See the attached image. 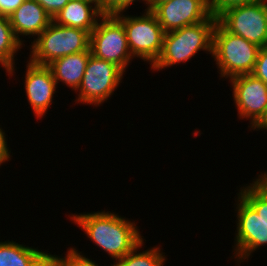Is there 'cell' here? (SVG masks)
<instances>
[{
    "label": "cell",
    "mask_w": 267,
    "mask_h": 266,
    "mask_svg": "<svg viewBox=\"0 0 267 266\" xmlns=\"http://www.w3.org/2000/svg\"><path fill=\"white\" fill-rule=\"evenodd\" d=\"M141 0H100V6L103 14L105 15H115L120 12H125L131 4ZM147 6L145 10H149V1L142 0Z\"/></svg>",
    "instance_id": "44dd1931"
},
{
    "label": "cell",
    "mask_w": 267,
    "mask_h": 266,
    "mask_svg": "<svg viewBox=\"0 0 267 266\" xmlns=\"http://www.w3.org/2000/svg\"><path fill=\"white\" fill-rule=\"evenodd\" d=\"M237 198V200L235 199L237 225L232 257L239 265V263L247 262L252 253L261 246H266V225L262 217L258 216L256 211L238 193Z\"/></svg>",
    "instance_id": "9c48e42d"
},
{
    "label": "cell",
    "mask_w": 267,
    "mask_h": 266,
    "mask_svg": "<svg viewBox=\"0 0 267 266\" xmlns=\"http://www.w3.org/2000/svg\"><path fill=\"white\" fill-rule=\"evenodd\" d=\"M144 244L143 240L123 258L114 260L110 266H163L167 258L163 250L161 251L162 248L155 246L139 252Z\"/></svg>",
    "instance_id": "d6986e66"
},
{
    "label": "cell",
    "mask_w": 267,
    "mask_h": 266,
    "mask_svg": "<svg viewBox=\"0 0 267 266\" xmlns=\"http://www.w3.org/2000/svg\"><path fill=\"white\" fill-rule=\"evenodd\" d=\"M64 255L58 256L50 253L54 266H99L94 260L92 261L74 247L68 248L67 254Z\"/></svg>",
    "instance_id": "ffe728a7"
},
{
    "label": "cell",
    "mask_w": 267,
    "mask_h": 266,
    "mask_svg": "<svg viewBox=\"0 0 267 266\" xmlns=\"http://www.w3.org/2000/svg\"><path fill=\"white\" fill-rule=\"evenodd\" d=\"M257 1L259 0H209L210 12L211 15L217 18L229 8L247 5Z\"/></svg>",
    "instance_id": "7402d4cb"
},
{
    "label": "cell",
    "mask_w": 267,
    "mask_h": 266,
    "mask_svg": "<svg viewBox=\"0 0 267 266\" xmlns=\"http://www.w3.org/2000/svg\"><path fill=\"white\" fill-rule=\"evenodd\" d=\"M251 74L267 84V46L260 47L257 61Z\"/></svg>",
    "instance_id": "603a6c76"
},
{
    "label": "cell",
    "mask_w": 267,
    "mask_h": 266,
    "mask_svg": "<svg viewBox=\"0 0 267 266\" xmlns=\"http://www.w3.org/2000/svg\"><path fill=\"white\" fill-rule=\"evenodd\" d=\"M90 50V33L80 28L56 24L49 26L30 45L29 61L36 65L48 66L54 60Z\"/></svg>",
    "instance_id": "277c9868"
},
{
    "label": "cell",
    "mask_w": 267,
    "mask_h": 266,
    "mask_svg": "<svg viewBox=\"0 0 267 266\" xmlns=\"http://www.w3.org/2000/svg\"><path fill=\"white\" fill-rule=\"evenodd\" d=\"M151 12L165 33L200 23L211 16L209 0H170L156 5Z\"/></svg>",
    "instance_id": "8fae6325"
},
{
    "label": "cell",
    "mask_w": 267,
    "mask_h": 266,
    "mask_svg": "<svg viewBox=\"0 0 267 266\" xmlns=\"http://www.w3.org/2000/svg\"><path fill=\"white\" fill-rule=\"evenodd\" d=\"M49 254L13 240L0 242V266H38Z\"/></svg>",
    "instance_id": "2e32d148"
},
{
    "label": "cell",
    "mask_w": 267,
    "mask_h": 266,
    "mask_svg": "<svg viewBox=\"0 0 267 266\" xmlns=\"http://www.w3.org/2000/svg\"><path fill=\"white\" fill-rule=\"evenodd\" d=\"M27 62L24 77L25 96L36 119L39 120L46 115L48 108L54 103L53 96L57 92V84L48 66L36 65L29 60Z\"/></svg>",
    "instance_id": "7c38bea8"
},
{
    "label": "cell",
    "mask_w": 267,
    "mask_h": 266,
    "mask_svg": "<svg viewBox=\"0 0 267 266\" xmlns=\"http://www.w3.org/2000/svg\"><path fill=\"white\" fill-rule=\"evenodd\" d=\"M170 0H150L149 1V10L151 11L156 5L164 3Z\"/></svg>",
    "instance_id": "83f0119b"
},
{
    "label": "cell",
    "mask_w": 267,
    "mask_h": 266,
    "mask_svg": "<svg viewBox=\"0 0 267 266\" xmlns=\"http://www.w3.org/2000/svg\"><path fill=\"white\" fill-rule=\"evenodd\" d=\"M124 72L115 64L90 54L74 102L100 107L122 83Z\"/></svg>",
    "instance_id": "8992f818"
},
{
    "label": "cell",
    "mask_w": 267,
    "mask_h": 266,
    "mask_svg": "<svg viewBox=\"0 0 267 266\" xmlns=\"http://www.w3.org/2000/svg\"><path fill=\"white\" fill-rule=\"evenodd\" d=\"M252 183L240 187L238 194L261 216L266 225L267 245V171L260 172ZM248 185V186H247Z\"/></svg>",
    "instance_id": "ac0fdd59"
},
{
    "label": "cell",
    "mask_w": 267,
    "mask_h": 266,
    "mask_svg": "<svg viewBox=\"0 0 267 266\" xmlns=\"http://www.w3.org/2000/svg\"><path fill=\"white\" fill-rule=\"evenodd\" d=\"M91 54L117 65L123 72L130 65L131 55L123 24L114 15H103L90 33Z\"/></svg>",
    "instance_id": "52a82bcc"
},
{
    "label": "cell",
    "mask_w": 267,
    "mask_h": 266,
    "mask_svg": "<svg viewBox=\"0 0 267 266\" xmlns=\"http://www.w3.org/2000/svg\"><path fill=\"white\" fill-rule=\"evenodd\" d=\"M9 149L10 148L8 147V144H7L6 133L0 127V166L3 163L11 160L10 157H12V155L10 156L11 150H9Z\"/></svg>",
    "instance_id": "d4e9b609"
},
{
    "label": "cell",
    "mask_w": 267,
    "mask_h": 266,
    "mask_svg": "<svg viewBox=\"0 0 267 266\" xmlns=\"http://www.w3.org/2000/svg\"><path fill=\"white\" fill-rule=\"evenodd\" d=\"M24 0H0V14L9 17Z\"/></svg>",
    "instance_id": "484cf974"
},
{
    "label": "cell",
    "mask_w": 267,
    "mask_h": 266,
    "mask_svg": "<svg viewBox=\"0 0 267 266\" xmlns=\"http://www.w3.org/2000/svg\"><path fill=\"white\" fill-rule=\"evenodd\" d=\"M69 217L80 227L88 239L104 250L113 260L127 255L144 239L135 221L111 211L70 214Z\"/></svg>",
    "instance_id": "6da1fadb"
},
{
    "label": "cell",
    "mask_w": 267,
    "mask_h": 266,
    "mask_svg": "<svg viewBox=\"0 0 267 266\" xmlns=\"http://www.w3.org/2000/svg\"><path fill=\"white\" fill-rule=\"evenodd\" d=\"M22 45L13 32L9 17L0 14V65L9 77L14 76L15 56L22 47H25V44Z\"/></svg>",
    "instance_id": "e0dca14e"
},
{
    "label": "cell",
    "mask_w": 267,
    "mask_h": 266,
    "mask_svg": "<svg viewBox=\"0 0 267 266\" xmlns=\"http://www.w3.org/2000/svg\"><path fill=\"white\" fill-rule=\"evenodd\" d=\"M216 23L217 18L211 15L200 23L166 32L161 55L150 69L158 72L188 62L201 50L209 52L212 57L213 31Z\"/></svg>",
    "instance_id": "7a4b0ae2"
},
{
    "label": "cell",
    "mask_w": 267,
    "mask_h": 266,
    "mask_svg": "<svg viewBox=\"0 0 267 266\" xmlns=\"http://www.w3.org/2000/svg\"><path fill=\"white\" fill-rule=\"evenodd\" d=\"M144 11L141 16L123 15L124 12L114 16L124 26L133 58L138 57L151 67L161 55L165 32L155 15L150 10Z\"/></svg>",
    "instance_id": "5b68a950"
},
{
    "label": "cell",
    "mask_w": 267,
    "mask_h": 266,
    "mask_svg": "<svg viewBox=\"0 0 267 266\" xmlns=\"http://www.w3.org/2000/svg\"><path fill=\"white\" fill-rule=\"evenodd\" d=\"M238 118L250 122V131L266 118L267 84L253 74L239 75L229 80Z\"/></svg>",
    "instance_id": "30bf717a"
},
{
    "label": "cell",
    "mask_w": 267,
    "mask_h": 266,
    "mask_svg": "<svg viewBox=\"0 0 267 266\" xmlns=\"http://www.w3.org/2000/svg\"><path fill=\"white\" fill-rule=\"evenodd\" d=\"M90 54L91 50L77 52L50 63L48 67L52 70L57 87L61 82L75 92L82 81Z\"/></svg>",
    "instance_id": "9a60e30c"
},
{
    "label": "cell",
    "mask_w": 267,
    "mask_h": 266,
    "mask_svg": "<svg viewBox=\"0 0 267 266\" xmlns=\"http://www.w3.org/2000/svg\"><path fill=\"white\" fill-rule=\"evenodd\" d=\"M262 129L267 131V113H266V118L254 130L263 131Z\"/></svg>",
    "instance_id": "f1b7e54d"
},
{
    "label": "cell",
    "mask_w": 267,
    "mask_h": 266,
    "mask_svg": "<svg viewBox=\"0 0 267 266\" xmlns=\"http://www.w3.org/2000/svg\"><path fill=\"white\" fill-rule=\"evenodd\" d=\"M103 15L100 0H70L53 21L58 25L80 28L91 33Z\"/></svg>",
    "instance_id": "5bb4252c"
},
{
    "label": "cell",
    "mask_w": 267,
    "mask_h": 266,
    "mask_svg": "<svg viewBox=\"0 0 267 266\" xmlns=\"http://www.w3.org/2000/svg\"><path fill=\"white\" fill-rule=\"evenodd\" d=\"M52 18L36 0L24 2L9 16L16 38L24 44L22 37H38L52 22ZM20 35L22 37L20 38Z\"/></svg>",
    "instance_id": "4fadbf2b"
},
{
    "label": "cell",
    "mask_w": 267,
    "mask_h": 266,
    "mask_svg": "<svg viewBox=\"0 0 267 266\" xmlns=\"http://www.w3.org/2000/svg\"><path fill=\"white\" fill-rule=\"evenodd\" d=\"M38 266H54L50 254Z\"/></svg>",
    "instance_id": "4316f807"
},
{
    "label": "cell",
    "mask_w": 267,
    "mask_h": 266,
    "mask_svg": "<svg viewBox=\"0 0 267 266\" xmlns=\"http://www.w3.org/2000/svg\"><path fill=\"white\" fill-rule=\"evenodd\" d=\"M260 47L226 31L218 22L213 31L212 57L222 78L251 74Z\"/></svg>",
    "instance_id": "3957f363"
},
{
    "label": "cell",
    "mask_w": 267,
    "mask_h": 266,
    "mask_svg": "<svg viewBox=\"0 0 267 266\" xmlns=\"http://www.w3.org/2000/svg\"><path fill=\"white\" fill-rule=\"evenodd\" d=\"M53 19L70 0H36Z\"/></svg>",
    "instance_id": "cb8c5ba5"
},
{
    "label": "cell",
    "mask_w": 267,
    "mask_h": 266,
    "mask_svg": "<svg viewBox=\"0 0 267 266\" xmlns=\"http://www.w3.org/2000/svg\"><path fill=\"white\" fill-rule=\"evenodd\" d=\"M217 22L229 33L259 47L267 46V0L229 8Z\"/></svg>",
    "instance_id": "ba28073f"
}]
</instances>
